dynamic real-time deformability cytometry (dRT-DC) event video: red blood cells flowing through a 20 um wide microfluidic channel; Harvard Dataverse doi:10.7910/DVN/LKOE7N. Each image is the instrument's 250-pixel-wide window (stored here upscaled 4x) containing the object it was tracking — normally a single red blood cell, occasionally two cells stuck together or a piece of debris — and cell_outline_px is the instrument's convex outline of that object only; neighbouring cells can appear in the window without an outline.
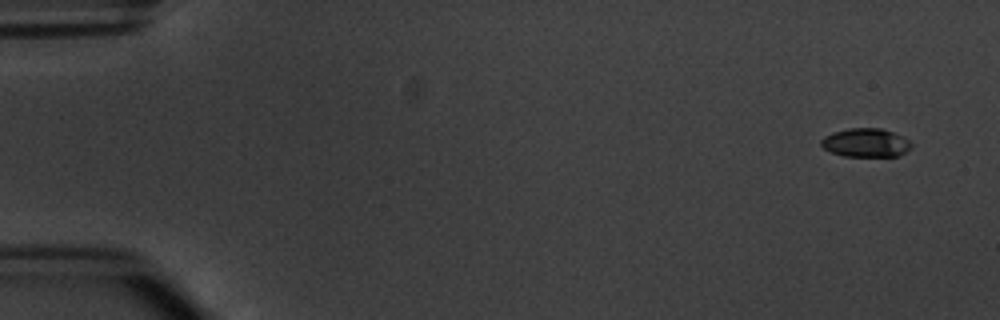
{"species": "common noctule bat (a hibernating species)", "species_latin": "Nyctalus noctula", "temperature_condition": "warm", "stored_images_in_passage": 6, "camera_frame_rate_fps": 3000, "um_per_image_px": 0.085, "animal": {"sex": "male", "body_mass_g": 20.1, "forearm_length_mm": 53.5}, "frame": {"image": 1, "passage_image": 1, "time_ms": 0.0, "image_size_px": [1000, 320], "cell_outline_px": [[912, 148], [900, 156], [844, 156], [832, 152], [824, 148], [820, 144], [820, 140], [824, 136], [832, 132], [848, 128], [880, 128], [892, 132], [908, 140], [912, 144]], "centroid_in_image_um": [73.58, 12.13], "position_along_channel_um": 11.4, "area_um2": 15.09}}
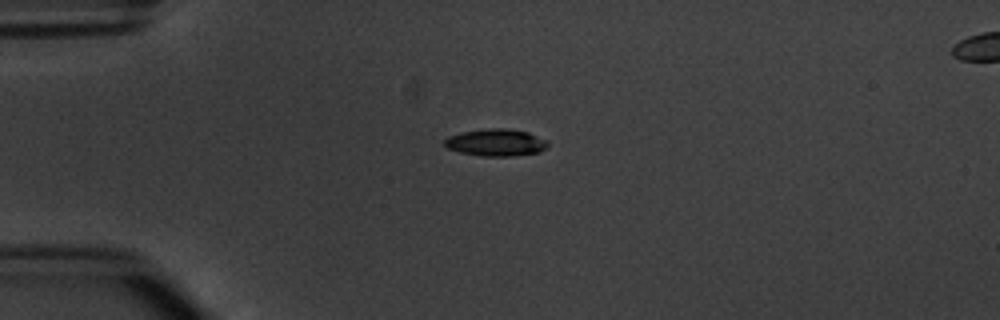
{"frame": {"image": 2, "passage_image": 4, "time_ms": 3.667, "image_size_px": [1000, 320], "cell_outline_px": [[548, 148], [540, 152], [512, 156], [480, 156], [460, 152], [448, 148], [444, 144], [444, 140], [448, 136], [464, 132], [488, 128], [508, 128], [528, 132], [548, 140]], "centroid_in_image_um": [42.2, 12.11], "position_along_channel_um": 42.8, "area_um2": 16.42}}